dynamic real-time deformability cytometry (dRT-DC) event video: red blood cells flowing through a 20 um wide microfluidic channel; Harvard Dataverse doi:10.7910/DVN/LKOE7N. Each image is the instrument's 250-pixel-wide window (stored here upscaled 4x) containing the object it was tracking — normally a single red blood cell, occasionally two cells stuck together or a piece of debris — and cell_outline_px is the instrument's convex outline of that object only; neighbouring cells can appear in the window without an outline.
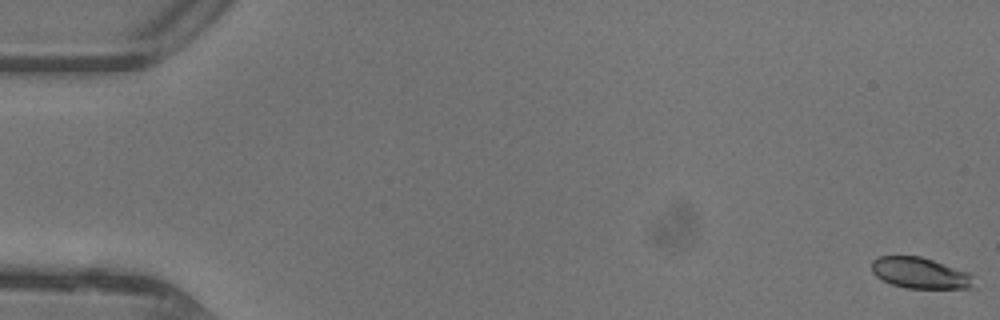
{"species": "common noctule bat (a hibernating species)", "species_latin": "Nyctalus noctula", "temperature_condition": "warm", "stored_images_in_passage": 12, "camera_frame_rate_fps": 3000, "um_per_image_px": 0.085, "animal": {"sex": "female"}, "frame": {"image": 1, "passage_image": 1, "time_ms": 0.0, "image_size_px": [1000, 320], "cell_outline_px": [[976, 288], [908, 288], [892, 284], [876, 276], [872, 272], [872, 260], [880, 256], [920, 256], [968, 272], [972, 276]], "centroid_in_image_um": [78.22, 23.21], "position_along_channel_um": 6.8, "area_um2": 18.32}}